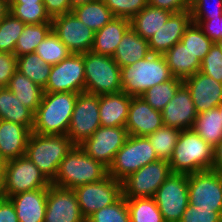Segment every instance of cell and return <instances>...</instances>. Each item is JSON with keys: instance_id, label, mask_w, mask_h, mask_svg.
I'll list each match as a JSON object with an SVG mask.
<instances>
[{"instance_id": "obj_7", "label": "cell", "mask_w": 222, "mask_h": 222, "mask_svg": "<svg viewBox=\"0 0 222 222\" xmlns=\"http://www.w3.org/2000/svg\"><path fill=\"white\" fill-rule=\"evenodd\" d=\"M157 160L156 152L147 137L129 135L108 168V175L122 182L130 174Z\"/></svg>"}, {"instance_id": "obj_16", "label": "cell", "mask_w": 222, "mask_h": 222, "mask_svg": "<svg viewBox=\"0 0 222 222\" xmlns=\"http://www.w3.org/2000/svg\"><path fill=\"white\" fill-rule=\"evenodd\" d=\"M52 30L72 54L91 51L95 32L81 22L72 12L54 17Z\"/></svg>"}, {"instance_id": "obj_33", "label": "cell", "mask_w": 222, "mask_h": 222, "mask_svg": "<svg viewBox=\"0 0 222 222\" xmlns=\"http://www.w3.org/2000/svg\"><path fill=\"white\" fill-rule=\"evenodd\" d=\"M52 65L47 64L36 53H29L17 57V70L28 77L42 89L45 88Z\"/></svg>"}, {"instance_id": "obj_42", "label": "cell", "mask_w": 222, "mask_h": 222, "mask_svg": "<svg viewBox=\"0 0 222 222\" xmlns=\"http://www.w3.org/2000/svg\"><path fill=\"white\" fill-rule=\"evenodd\" d=\"M86 222H131L127 200L122 196L114 204L97 210Z\"/></svg>"}, {"instance_id": "obj_34", "label": "cell", "mask_w": 222, "mask_h": 222, "mask_svg": "<svg viewBox=\"0 0 222 222\" xmlns=\"http://www.w3.org/2000/svg\"><path fill=\"white\" fill-rule=\"evenodd\" d=\"M52 30V22L41 24H26L21 35L17 39L14 54L16 57L35 53L37 46Z\"/></svg>"}, {"instance_id": "obj_18", "label": "cell", "mask_w": 222, "mask_h": 222, "mask_svg": "<svg viewBox=\"0 0 222 222\" xmlns=\"http://www.w3.org/2000/svg\"><path fill=\"white\" fill-rule=\"evenodd\" d=\"M192 97L197 114L216 108L222 102V83L202 72L183 80Z\"/></svg>"}, {"instance_id": "obj_54", "label": "cell", "mask_w": 222, "mask_h": 222, "mask_svg": "<svg viewBox=\"0 0 222 222\" xmlns=\"http://www.w3.org/2000/svg\"><path fill=\"white\" fill-rule=\"evenodd\" d=\"M9 0H0V21L9 14Z\"/></svg>"}, {"instance_id": "obj_2", "label": "cell", "mask_w": 222, "mask_h": 222, "mask_svg": "<svg viewBox=\"0 0 222 222\" xmlns=\"http://www.w3.org/2000/svg\"><path fill=\"white\" fill-rule=\"evenodd\" d=\"M214 148L193 129L181 130L169 160L172 173L191 174L211 170Z\"/></svg>"}, {"instance_id": "obj_23", "label": "cell", "mask_w": 222, "mask_h": 222, "mask_svg": "<svg viewBox=\"0 0 222 222\" xmlns=\"http://www.w3.org/2000/svg\"><path fill=\"white\" fill-rule=\"evenodd\" d=\"M31 130L0 119V156L6 161L25 155Z\"/></svg>"}, {"instance_id": "obj_59", "label": "cell", "mask_w": 222, "mask_h": 222, "mask_svg": "<svg viewBox=\"0 0 222 222\" xmlns=\"http://www.w3.org/2000/svg\"><path fill=\"white\" fill-rule=\"evenodd\" d=\"M4 197H5L4 194H0V202Z\"/></svg>"}, {"instance_id": "obj_4", "label": "cell", "mask_w": 222, "mask_h": 222, "mask_svg": "<svg viewBox=\"0 0 222 222\" xmlns=\"http://www.w3.org/2000/svg\"><path fill=\"white\" fill-rule=\"evenodd\" d=\"M172 77L163 54L151 53L145 59L121 68V91L140 97L147 89Z\"/></svg>"}, {"instance_id": "obj_19", "label": "cell", "mask_w": 222, "mask_h": 222, "mask_svg": "<svg viewBox=\"0 0 222 222\" xmlns=\"http://www.w3.org/2000/svg\"><path fill=\"white\" fill-rule=\"evenodd\" d=\"M163 125L161 111L153 109L142 97H132L125 126L128 135L147 137Z\"/></svg>"}, {"instance_id": "obj_25", "label": "cell", "mask_w": 222, "mask_h": 222, "mask_svg": "<svg viewBox=\"0 0 222 222\" xmlns=\"http://www.w3.org/2000/svg\"><path fill=\"white\" fill-rule=\"evenodd\" d=\"M131 27V21L113 17L103 28L95 32L91 51L112 57L125 32Z\"/></svg>"}, {"instance_id": "obj_47", "label": "cell", "mask_w": 222, "mask_h": 222, "mask_svg": "<svg viewBox=\"0 0 222 222\" xmlns=\"http://www.w3.org/2000/svg\"><path fill=\"white\" fill-rule=\"evenodd\" d=\"M17 71V57L13 53L0 52V88L7 87Z\"/></svg>"}, {"instance_id": "obj_28", "label": "cell", "mask_w": 222, "mask_h": 222, "mask_svg": "<svg viewBox=\"0 0 222 222\" xmlns=\"http://www.w3.org/2000/svg\"><path fill=\"white\" fill-rule=\"evenodd\" d=\"M0 119L24 125L31 131L34 125V113L7 87L0 88Z\"/></svg>"}, {"instance_id": "obj_13", "label": "cell", "mask_w": 222, "mask_h": 222, "mask_svg": "<svg viewBox=\"0 0 222 222\" xmlns=\"http://www.w3.org/2000/svg\"><path fill=\"white\" fill-rule=\"evenodd\" d=\"M99 95L78 93L67 136L74 145H80L100 127Z\"/></svg>"}, {"instance_id": "obj_29", "label": "cell", "mask_w": 222, "mask_h": 222, "mask_svg": "<svg viewBox=\"0 0 222 222\" xmlns=\"http://www.w3.org/2000/svg\"><path fill=\"white\" fill-rule=\"evenodd\" d=\"M172 12L148 4L131 21V28L143 39L148 40L169 19Z\"/></svg>"}, {"instance_id": "obj_45", "label": "cell", "mask_w": 222, "mask_h": 222, "mask_svg": "<svg viewBox=\"0 0 222 222\" xmlns=\"http://www.w3.org/2000/svg\"><path fill=\"white\" fill-rule=\"evenodd\" d=\"M200 72L222 83V51L216 43L201 61Z\"/></svg>"}, {"instance_id": "obj_17", "label": "cell", "mask_w": 222, "mask_h": 222, "mask_svg": "<svg viewBox=\"0 0 222 222\" xmlns=\"http://www.w3.org/2000/svg\"><path fill=\"white\" fill-rule=\"evenodd\" d=\"M44 222H86L73 189L50 185Z\"/></svg>"}, {"instance_id": "obj_55", "label": "cell", "mask_w": 222, "mask_h": 222, "mask_svg": "<svg viewBox=\"0 0 222 222\" xmlns=\"http://www.w3.org/2000/svg\"><path fill=\"white\" fill-rule=\"evenodd\" d=\"M9 3H43V0H9Z\"/></svg>"}, {"instance_id": "obj_11", "label": "cell", "mask_w": 222, "mask_h": 222, "mask_svg": "<svg viewBox=\"0 0 222 222\" xmlns=\"http://www.w3.org/2000/svg\"><path fill=\"white\" fill-rule=\"evenodd\" d=\"M83 217L117 202L122 196V182L107 175L104 179L73 189Z\"/></svg>"}, {"instance_id": "obj_32", "label": "cell", "mask_w": 222, "mask_h": 222, "mask_svg": "<svg viewBox=\"0 0 222 222\" xmlns=\"http://www.w3.org/2000/svg\"><path fill=\"white\" fill-rule=\"evenodd\" d=\"M192 129L215 147L222 140V119L218 108L197 114Z\"/></svg>"}, {"instance_id": "obj_9", "label": "cell", "mask_w": 222, "mask_h": 222, "mask_svg": "<svg viewBox=\"0 0 222 222\" xmlns=\"http://www.w3.org/2000/svg\"><path fill=\"white\" fill-rule=\"evenodd\" d=\"M165 222H180L188 204V174L171 173L153 197Z\"/></svg>"}, {"instance_id": "obj_12", "label": "cell", "mask_w": 222, "mask_h": 222, "mask_svg": "<svg viewBox=\"0 0 222 222\" xmlns=\"http://www.w3.org/2000/svg\"><path fill=\"white\" fill-rule=\"evenodd\" d=\"M189 204L222 212V174L204 170L188 174Z\"/></svg>"}, {"instance_id": "obj_8", "label": "cell", "mask_w": 222, "mask_h": 222, "mask_svg": "<svg viewBox=\"0 0 222 222\" xmlns=\"http://www.w3.org/2000/svg\"><path fill=\"white\" fill-rule=\"evenodd\" d=\"M52 183L26 155L8 160L4 178V196L9 198L21 192L49 188Z\"/></svg>"}, {"instance_id": "obj_3", "label": "cell", "mask_w": 222, "mask_h": 222, "mask_svg": "<svg viewBox=\"0 0 222 222\" xmlns=\"http://www.w3.org/2000/svg\"><path fill=\"white\" fill-rule=\"evenodd\" d=\"M108 175V168L88 156L78 145L67 153L60 162L53 185L75 189L88 183L97 182Z\"/></svg>"}, {"instance_id": "obj_51", "label": "cell", "mask_w": 222, "mask_h": 222, "mask_svg": "<svg viewBox=\"0 0 222 222\" xmlns=\"http://www.w3.org/2000/svg\"><path fill=\"white\" fill-rule=\"evenodd\" d=\"M0 222H19L13 203L6 197L0 202Z\"/></svg>"}, {"instance_id": "obj_6", "label": "cell", "mask_w": 222, "mask_h": 222, "mask_svg": "<svg viewBox=\"0 0 222 222\" xmlns=\"http://www.w3.org/2000/svg\"><path fill=\"white\" fill-rule=\"evenodd\" d=\"M84 72L85 92L102 95L122 90L121 68L110 56L86 52Z\"/></svg>"}, {"instance_id": "obj_49", "label": "cell", "mask_w": 222, "mask_h": 222, "mask_svg": "<svg viewBox=\"0 0 222 222\" xmlns=\"http://www.w3.org/2000/svg\"><path fill=\"white\" fill-rule=\"evenodd\" d=\"M47 14L51 19L72 12L70 0H43Z\"/></svg>"}, {"instance_id": "obj_27", "label": "cell", "mask_w": 222, "mask_h": 222, "mask_svg": "<svg viewBox=\"0 0 222 222\" xmlns=\"http://www.w3.org/2000/svg\"><path fill=\"white\" fill-rule=\"evenodd\" d=\"M163 56L173 77L184 80L200 71L201 61L181 42L176 43Z\"/></svg>"}, {"instance_id": "obj_48", "label": "cell", "mask_w": 222, "mask_h": 222, "mask_svg": "<svg viewBox=\"0 0 222 222\" xmlns=\"http://www.w3.org/2000/svg\"><path fill=\"white\" fill-rule=\"evenodd\" d=\"M215 43L222 38V16L211 17L209 20H192Z\"/></svg>"}, {"instance_id": "obj_43", "label": "cell", "mask_w": 222, "mask_h": 222, "mask_svg": "<svg viewBox=\"0 0 222 222\" xmlns=\"http://www.w3.org/2000/svg\"><path fill=\"white\" fill-rule=\"evenodd\" d=\"M114 17L131 20L148 5V0H103Z\"/></svg>"}, {"instance_id": "obj_15", "label": "cell", "mask_w": 222, "mask_h": 222, "mask_svg": "<svg viewBox=\"0 0 222 222\" xmlns=\"http://www.w3.org/2000/svg\"><path fill=\"white\" fill-rule=\"evenodd\" d=\"M44 92L85 91L84 54H71L58 64L52 65Z\"/></svg>"}, {"instance_id": "obj_58", "label": "cell", "mask_w": 222, "mask_h": 222, "mask_svg": "<svg viewBox=\"0 0 222 222\" xmlns=\"http://www.w3.org/2000/svg\"><path fill=\"white\" fill-rule=\"evenodd\" d=\"M219 112H220V115H221V119H222V102L217 106Z\"/></svg>"}, {"instance_id": "obj_21", "label": "cell", "mask_w": 222, "mask_h": 222, "mask_svg": "<svg viewBox=\"0 0 222 222\" xmlns=\"http://www.w3.org/2000/svg\"><path fill=\"white\" fill-rule=\"evenodd\" d=\"M162 112L163 123L179 130L192 129L197 112L188 89L182 85Z\"/></svg>"}, {"instance_id": "obj_57", "label": "cell", "mask_w": 222, "mask_h": 222, "mask_svg": "<svg viewBox=\"0 0 222 222\" xmlns=\"http://www.w3.org/2000/svg\"><path fill=\"white\" fill-rule=\"evenodd\" d=\"M217 45H218V47L220 48V50L222 51V38L221 39H219L217 42H215Z\"/></svg>"}, {"instance_id": "obj_38", "label": "cell", "mask_w": 222, "mask_h": 222, "mask_svg": "<svg viewBox=\"0 0 222 222\" xmlns=\"http://www.w3.org/2000/svg\"><path fill=\"white\" fill-rule=\"evenodd\" d=\"M35 53L50 65L58 64L72 54L53 30L37 46Z\"/></svg>"}, {"instance_id": "obj_26", "label": "cell", "mask_w": 222, "mask_h": 222, "mask_svg": "<svg viewBox=\"0 0 222 222\" xmlns=\"http://www.w3.org/2000/svg\"><path fill=\"white\" fill-rule=\"evenodd\" d=\"M150 54L148 40L143 39L130 27L123 35L112 58L122 68L145 59Z\"/></svg>"}, {"instance_id": "obj_14", "label": "cell", "mask_w": 222, "mask_h": 222, "mask_svg": "<svg viewBox=\"0 0 222 222\" xmlns=\"http://www.w3.org/2000/svg\"><path fill=\"white\" fill-rule=\"evenodd\" d=\"M128 136L125 127L100 126L92 136L78 146L88 156L109 168Z\"/></svg>"}, {"instance_id": "obj_24", "label": "cell", "mask_w": 222, "mask_h": 222, "mask_svg": "<svg viewBox=\"0 0 222 222\" xmlns=\"http://www.w3.org/2000/svg\"><path fill=\"white\" fill-rule=\"evenodd\" d=\"M131 99L123 91L99 95L100 125L125 127Z\"/></svg>"}, {"instance_id": "obj_53", "label": "cell", "mask_w": 222, "mask_h": 222, "mask_svg": "<svg viewBox=\"0 0 222 222\" xmlns=\"http://www.w3.org/2000/svg\"><path fill=\"white\" fill-rule=\"evenodd\" d=\"M7 161L0 156V194H4V178Z\"/></svg>"}, {"instance_id": "obj_39", "label": "cell", "mask_w": 222, "mask_h": 222, "mask_svg": "<svg viewBox=\"0 0 222 222\" xmlns=\"http://www.w3.org/2000/svg\"><path fill=\"white\" fill-rule=\"evenodd\" d=\"M180 42L202 61L214 42L193 22L185 29Z\"/></svg>"}, {"instance_id": "obj_50", "label": "cell", "mask_w": 222, "mask_h": 222, "mask_svg": "<svg viewBox=\"0 0 222 222\" xmlns=\"http://www.w3.org/2000/svg\"><path fill=\"white\" fill-rule=\"evenodd\" d=\"M148 4L175 13L190 10L191 0H148Z\"/></svg>"}, {"instance_id": "obj_44", "label": "cell", "mask_w": 222, "mask_h": 222, "mask_svg": "<svg viewBox=\"0 0 222 222\" xmlns=\"http://www.w3.org/2000/svg\"><path fill=\"white\" fill-rule=\"evenodd\" d=\"M192 20H209L222 16V0H191Z\"/></svg>"}, {"instance_id": "obj_56", "label": "cell", "mask_w": 222, "mask_h": 222, "mask_svg": "<svg viewBox=\"0 0 222 222\" xmlns=\"http://www.w3.org/2000/svg\"><path fill=\"white\" fill-rule=\"evenodd\" d=\"M72 4V8H74L77 5L83 4V3H89L95 0H70Z\"/></svg>"}, {"instance_id": "obj_36", "label": "cell", "mask_w": 222, "mask_h": 222, "mask_svg": "<svg viewBox=\"0 0 222 222\" xmlns=\"http://www.w3.org/2000/svg\"><path fill=\"white\" fill-rule=\"evenodd\" d=\"M180 132L178 128L163 125L147 136L159 160L169 162Z\"/></svg>"}, {"instance_id": "obj_40", "label": "cell", "mask_w": 222, "mask_h": 222, "mask_svg": "<svg viewBox=\"0 0 222 222\" xmlns=\"http://www.w3.org/2000/svg\"><path fill=\"white\" fill-rule=\"evenodd\" d=\"M9 13L24 24L51 22L43 3H9Z\"/></svg>"}, {"instance_id": "obj_41", "label": "cell", "mask_w": 222, "mask_h": 222, "mask_svg": "<svg viewBox=\"0 0 222 222\" xmlns=\"http://www.w3.org/2000/svg\"><path fill=\"white\" fill-rule=\"evenodd\" d=\"M26 24L9 13L0 21V52L14 54L16 42Z\"/></svg>"}, {"instance_id": "obj_30", "label": "cell", "mask_w": 222, "mask_h": 222, "mask_svg": "<svg viewBox=\"0 0 222 222\" xmlns=\"http://www.w3.org/2000/svg\"><path fill=\"white\" fill-rule=\"evenodd\" d=\"M7 88L14 93L21 104L33 113L36 112L44 93L40 86L17 70L9 80Z\"/></svg>"}, {"instance_id": "obj_46", "label": "cell", "mask_w": 222, "mask_h": 222, "mask_svg": "<svg viewBox=\"0 0 222 222\" xmlns=\"http://www.w3.org/2000/svg\"><path fill=\"white\" fill-rule=\"evenodd\" d=\"M180 222H222V212L214 209H197L188 204Z\"/></svg>"}, {"instance_id": "obj_10", "label": "cell", "mask_w": 222, "mask_h": 222, "mask_svg": "<svg viewBox=\"0 0 222 222\" xmlns=\"http://www.w3.org/2000/svg\"><path fill=\"white\" fill-rule=\"evenodd\" d=\"M171 173L168 161L158 159L151 162L122 181L123 197L125 199L153 198Z\"/></svg>"}, {"instance_id": "obj_31", "label": "cell", "mask_w": 222, "mask_h": 222, "mask_svg": "<svg viewBox=\"0 0 222 222\" xmlns=\"http://www.w3.org/2000/svg\"><path fill=\"white\" fill-rule=\"evenodd\" d=\"M72 13L94 32L103 28L114 17L103 0L77 5Z\"/></svg>"}, {"instance_id": "obj_22", "label": "cell", "mask_w": 222, "mask_h": 222, "mask_svg": "<svg viewBox=\"0 0 222 222\" xmlns=\"http://www.w3.org/2000/svg\"><path fill=\"white\" fill-rule=\"evenodd\" d=\"M48 188L21 192L9 197L19 222H44Z\"/></svg>"}, {"instance_id": "obj_52", "label": "cell", "mask_w": 222, "mask_h": 222, "mask_svg": "<svg viewBox=\"0 0 222 222\" xmlns=\"http://www.w3.org/2000/svg\"><path fill=\"white\" fill-rule=\"evenodd\" d=\"M211 170L222 174V140L215 146Z\"/></svg>"}, {"instance_id": "obj_1", "label": "cell", "mask_w": 222, "mask_h": 222, "mask_svg": "<svg viewBox=\"0 0 222 222\" xmlns=\"http://www.w3.org/2000/svg\"><path fill=\"white\" fill-rule=\"evenodd\" d=\"M78 93L44 92L34 113L32 132L43 135H67Z\"/></svg>"}, {"instance_id": "obj_5", "label": "cell", "mask_w": 222, "mask_h": 222, "mask_svg": "<svg viewBox=\"0 0 222 222\" xmlns=\"http://www.w3.org/2000/svg\"><path fill=\"white\" fill-rule=\"evenodd\" d=\"M73 146L67 135H43L31 132L25 155L52 182L57 175L60 162Z\"/></svg>"}, {"instance_id": "obj_37", "label": "cell", "mask_w": 222, "mask_h": 222, "mask_svg": "<svg viewBox=\"0 0 222 222\" xmlns=\"http://www.w3.org/2000/svg\"><path fill=\"white\" fill-rule=\"evenodd\" d=\"M126 200L131 222H165L154 198Z\"/></svg>"}, {"instance_id": "obj_20", "label": "cell", "mask_w": 222, "mask_h": 222, "mask_svg": "<svg viewBox=\"0 0 222 222\" xmlns=\"http://www.w3.org/2000/svg\"><path fill=\"white\" fill-rule=\"evenodd\" d=\"M191 22L190 10L172 13L165 24L148 39L151 53L164 54L180 42Z\"/></svg>"}, {"instance_id": "obj_35", "label": "cell", "mask_w": 222, "mask_h": 222, "mask_svg": "<svg viewBox=\"0 0 222 222\" xmlns=\"http://www.w3.org/2000/svg\"><path fill=\"white\" fill-rule=\"evenodd\" d=\"M182 85V79L172 77L161 84L147 89L140 97H142L153 109L162 111Z\"/></svg>"}]
</instances>
